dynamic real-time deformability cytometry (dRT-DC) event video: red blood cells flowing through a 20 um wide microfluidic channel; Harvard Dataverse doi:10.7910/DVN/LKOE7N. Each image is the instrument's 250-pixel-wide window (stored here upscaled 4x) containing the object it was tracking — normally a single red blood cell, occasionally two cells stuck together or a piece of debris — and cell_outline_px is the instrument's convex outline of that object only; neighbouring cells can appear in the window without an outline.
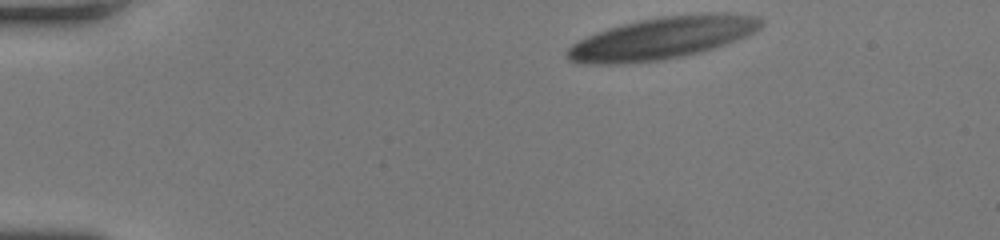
{"species": "human", "species_latin": "Homo sapiens", "temperature_condition": "room temperature", "stored_images_in_passage": 47, "camera_frame_rate_fps": 3000, "um_per_image_px": 0.085, "donor": {"sex": "female"}, "frame": {"image": 1, "passage_image": 1, "time_ms": 0.0, "image_size_px": [1000, 240], "cell_outline_px": [[764, 24], [760, 28], [748, 36], [728, 44], [700, 52], [684, 56], [664, 60], [624, 64], [576, 64], [568, 60], [564, 52], [572, 44], [596, 32], [608, 28], [640, 20], [664, 16], [700, 12], [728, 12], [756, 16], [764, 20]], "centroid_in_image_um": [56.33, 3.23], "position_along_channel_um": 28.7, "area_um2": 48.38}}
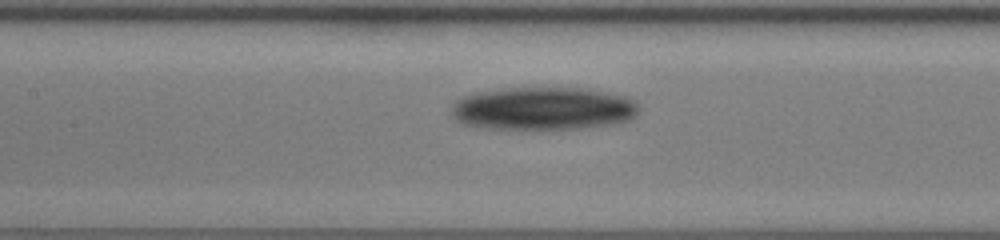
{"frame": {"image": 2, "passage_image": 19, "time_ms": 6.0, "image_size_px": [1000, 240], "cell_outline_px": [[640, 112], [632, 120], [612, 124], [584, 128], [480, 128], [460, 124], [456, 120], [452, 112], [452, 104], [460, 96], [476, 92], [496, 88], [576, 88], [624, 96], [632, 100], [640, 108]], "centroid_in_image_um": [46.11, 9.23], "position_along_channel_um": 161.3, "area_um2": 46.99}}
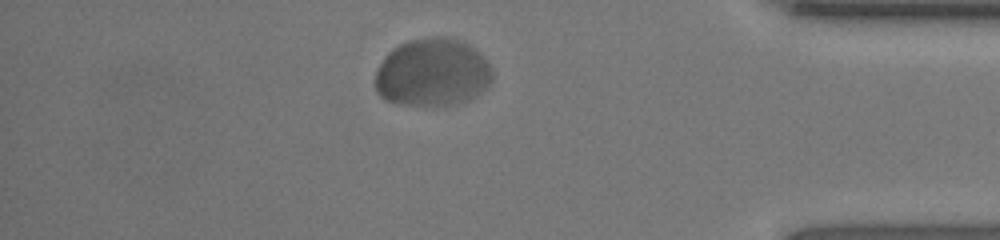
{"frame": {"image": 3, "passage_image": 40, "time_ms": 13.0, "image_size_px": [1000, 240], "cell_outline_px": [[492, 80], [476, 96], [468, 100], [456, 104], [396, 104], [384, 100], [376, 92], [376, 68], [384, 56], [392, 48], [408, 40], [428, 36], [448, 36], [464, 40], [492, 68]], "centroid_in_image_um": [36.71, 6.14], "position_along_channel_um": 398.5, "area_um2": 46.47}, "authors_computed_cell_mechanics": {"area_um2": 46.9914, "velocity_mm_per_s": 3.7878, "shape_relaxation_time_tau1_ms": 0.8671, "shape_relaxation_time_tau2_ms": 2.4571, "deformation_change_tau1": 0.0755, "deformation_change_tau2": 0.039}}